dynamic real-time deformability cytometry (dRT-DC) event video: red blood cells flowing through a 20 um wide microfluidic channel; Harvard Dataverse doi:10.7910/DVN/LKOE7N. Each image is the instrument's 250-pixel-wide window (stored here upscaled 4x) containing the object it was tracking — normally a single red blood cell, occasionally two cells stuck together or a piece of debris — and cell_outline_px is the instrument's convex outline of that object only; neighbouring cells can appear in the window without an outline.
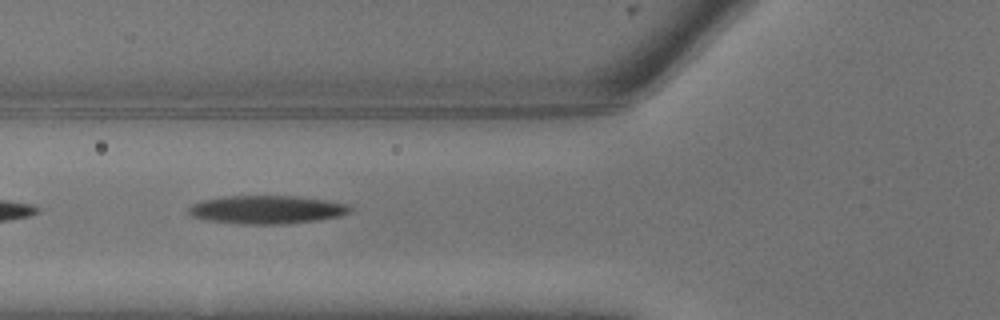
{"species": "common noctule bat (a hibernating species)", "species_latin": "Nyctalus noctula", "temperature_condition": "warm", "stored_images_in_passage": 6, "camera_frame_rate_fps": 3000, "um_per_image_px": 0.085, "animal": {"sex": "male", "body_mass_g": 13.3}, "frame": {"image": 1, "passage_image": 5, "time_ms": 1.333, "image_size_px": [1000, 320], "cell_outline_px": [[352, 212], [340, 216], [316, 220], [280, 224], [244, 224], [208, 220], [192, 216], [188, 212], [188, 208], [192, 204], [204, 200], [228, 196], [300, 196], [348, 204], [352, 208]], "centroid_in_image_um": [22.71, 17.81], "position_along_channel_um": 103.1, "area_um2": 26.41}}